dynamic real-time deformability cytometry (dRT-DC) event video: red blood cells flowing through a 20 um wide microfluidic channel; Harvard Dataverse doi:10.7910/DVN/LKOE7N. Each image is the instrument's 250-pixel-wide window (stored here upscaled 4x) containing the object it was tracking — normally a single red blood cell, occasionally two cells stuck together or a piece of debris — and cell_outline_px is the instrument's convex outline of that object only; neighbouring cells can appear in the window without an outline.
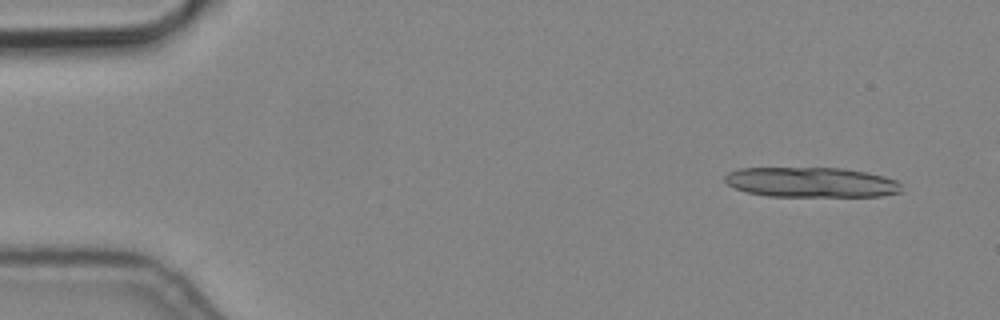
{"species": "common noctule bat (a hibernating species)", "species_latin": "Nyctalus noctula", "temperature_condition": "cold", "stored_images_in_passage": 7, "camera_frame_rate_fps": 3000, "um_per_image_px": 0.085, "animal": {"sex": "male", "body_mass_g": 19.2, "forearm_length_mm": 51.8}, "frame": {"image": 1, "passage_image": 1, "time_ms": 0.0, "image_size_px": [1000, 320], "cell_outline_px": [[900, 192], [880, 196], [768, 196], [744, 192], [728, 184], [724, 180], [724, 176], [728, 172], [740, 168], [844, 168], [868, 172], [884, 176], [896, 180], [900, 184]], "centroid_in_image_um": [68.93, 15.49], "position_along_channel_um": 16.1, "area_um2": 30.98}}
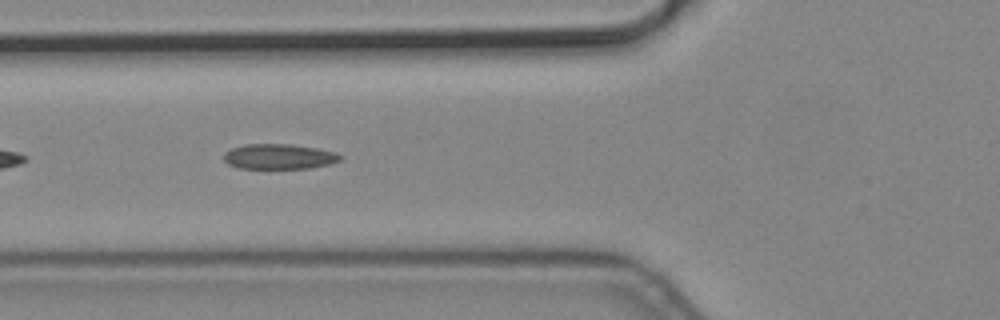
{"frame": {"image": 2, "passage_image": 6, "time_ms": 1.667, "image_size_px": [1000, 320], "cell_outline_px": [[344, 156], [340, 160], [328, 164], [308, 168], [236, 168], [228, 164], [224, 160], [224, 152], [232, 148], [244, 144], [292, 144], [316, 148], [336, 152]], "centroid_in_image_um": [23.7, 13.3], "position_along_channel_um": 102.1, "area_um2": 17.11}}
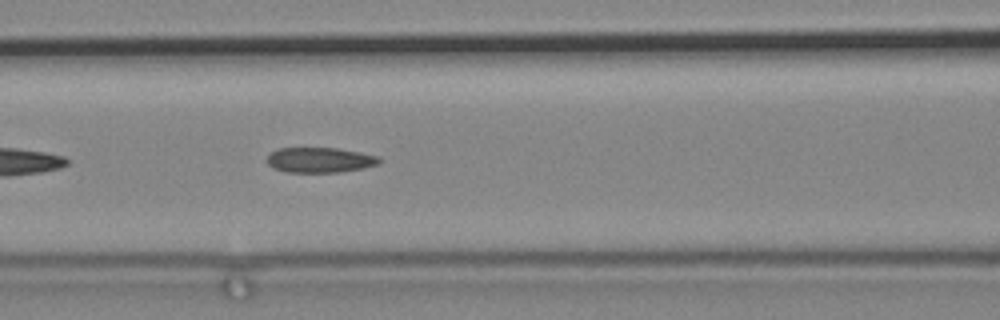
{"frame": {"image": 3, "passage_image": 7, "time_ms": 2.0, "image_size_px": [1000, 320], "cell_outline_px": [[380, 164], [340, 172], [288, 172], [272, 168], [268, 164], [268, 156], [276, 148], [336, 148], [360, 152], [380, 156]], "centroid_in_image_um": [27.19, 13.59], "position_along_channel_um": 139.4, "area_um2": 16.42}}